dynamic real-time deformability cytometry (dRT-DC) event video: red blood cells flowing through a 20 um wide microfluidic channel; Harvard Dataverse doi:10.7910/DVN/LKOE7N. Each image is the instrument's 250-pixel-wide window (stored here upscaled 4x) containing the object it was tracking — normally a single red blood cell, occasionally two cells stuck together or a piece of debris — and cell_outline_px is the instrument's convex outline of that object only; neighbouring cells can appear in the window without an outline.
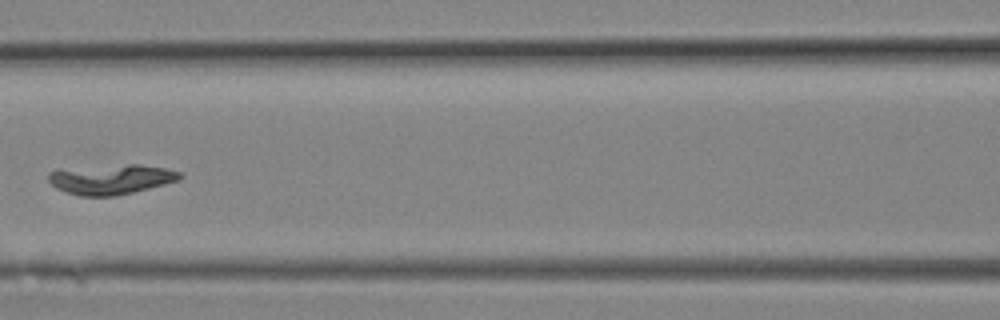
{"species": "Egyptian fruit bat (a non-hibernating species)", "species_latin": "Rousettus aegyptiacus", "temperature_condition": "room temperature", "stored_images_in_passage": 18, "camera_frame_rate_fps": 3000, "um_per_image_px": 0.085, "animal": {"sex": "female"}, "frame": {"image": 1, "passage_image": 8, "time_ms": 2.333, "image_size_px": [1000, 320], "cell_outline_px": [[184, 176], [180, 180], [132, 192], [112, 196], [80, 196], [56, 188], [48, 180], [48, 172], [56, 168], [128, 164], [140, 164], [164, 168], [180, 172]], "centroid_in_image_um": [9.4, 15.22], "position_along_channel_um": 157.2, "area_um2": 23.06}}